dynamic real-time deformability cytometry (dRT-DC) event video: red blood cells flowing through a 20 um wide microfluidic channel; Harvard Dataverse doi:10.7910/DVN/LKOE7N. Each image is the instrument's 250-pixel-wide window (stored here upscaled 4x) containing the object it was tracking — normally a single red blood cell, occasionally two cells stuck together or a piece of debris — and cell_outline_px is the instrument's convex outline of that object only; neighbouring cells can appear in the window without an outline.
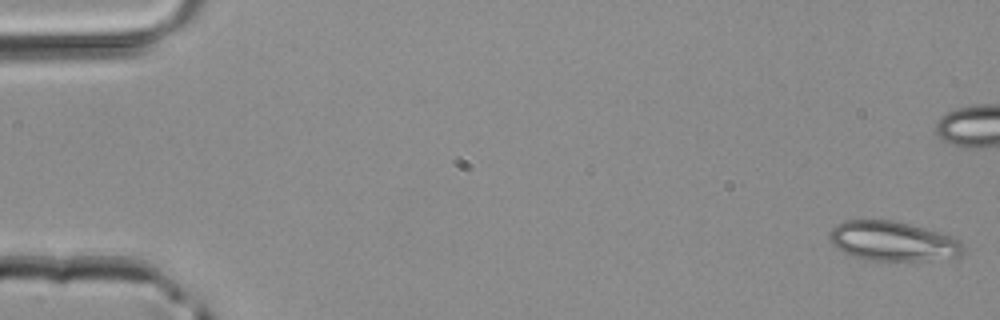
{"species": "common noctule bat (a hibernating species)", "species_latin": "Nyctalus noctula", "temperature_condition": "room temperature", "stored_images_in_passage": 5, "camera_frame_rate_fps": 3000, "um_per_image_px": 0.085, "animal": {"sex": "male", "body_mass_g": 20.4}, "frame": {"image": 1, "passage_image": 1, "time_ms": 0.0, "image_size_px": [1000, 320], "cell_outline_px": [[964, 248], [960, 256], [924, 260], [868, 260], [852, 256], [836, 248], [828, 240], [828, 232], [836, 224], [844, 220], [892, 220], [940, 232], [960, 240], [964, 244]], "centroid_in_image_um": [75.84, 20.49], "position_along_channel_um": 9.2, "area_um2": 30.87}}